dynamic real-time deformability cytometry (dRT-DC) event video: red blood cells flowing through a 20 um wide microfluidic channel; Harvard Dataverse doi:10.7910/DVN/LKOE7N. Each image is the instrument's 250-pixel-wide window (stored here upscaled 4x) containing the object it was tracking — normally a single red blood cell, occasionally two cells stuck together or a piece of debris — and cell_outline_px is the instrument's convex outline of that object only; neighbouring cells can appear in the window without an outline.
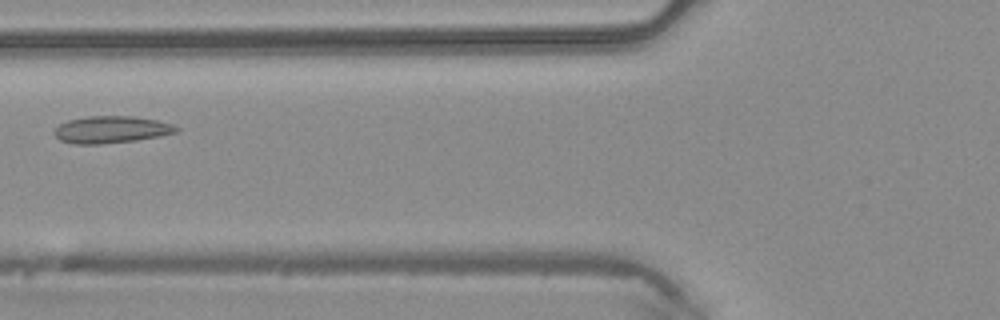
{"species": "common noctule bat (a hibernating species)", "species_latin": "Nyctalus noctula", "temperature_condition": "warm", "stored_images_in_passage": 2, "camera_frame_rate_fps": 3000, "um_per_image_px": 0.085, "animal": {"sex": "male", "body_mass_g": 20.4}, "frame": {"image": 1, "passage_image": 2, "time_ms": 0.333, "image_size_px": [1000, 320], "cell_outline_px": [[180, 128], [176, 132], [160, 136], [136, 140], [100, 144], [76, 144], [60, 140], [52, 132], [60, 124], [68, 120], [88, 116], [132, 116], [156, 120], [172, 124]], "centroid_in_image_um": [9.45, 11.01], "position_along_channel_um": 116.4, "area_um2": 19.13}}